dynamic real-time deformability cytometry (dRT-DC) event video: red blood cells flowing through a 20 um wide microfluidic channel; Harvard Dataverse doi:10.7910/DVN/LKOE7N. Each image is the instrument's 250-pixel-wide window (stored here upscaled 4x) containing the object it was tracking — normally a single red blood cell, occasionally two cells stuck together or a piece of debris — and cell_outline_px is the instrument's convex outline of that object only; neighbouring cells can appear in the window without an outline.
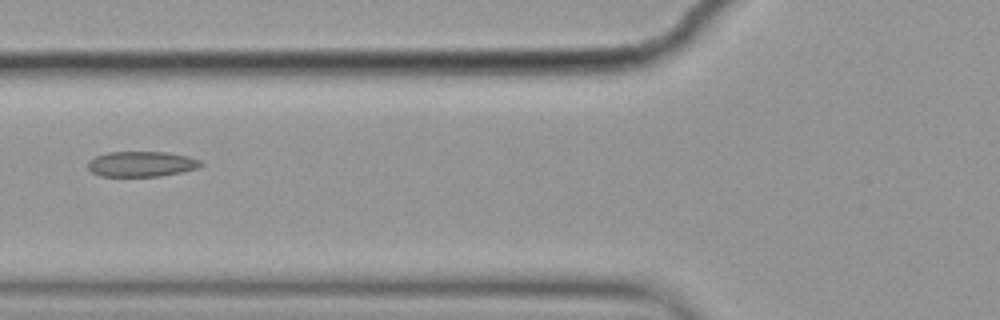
{"species": "common noctule bat (a hibernating species)", "species_latin": "Nyctalus noctula", "temperature_condition": "cold", "stored_images_in_passage": 9, "camera_frame_rate_fps": 3000, "um_per_image_px": 0.085, "animal": {"sex": "female", "body_mass_g": 19.9}, "frame": {"image": 1, "passage_image": 6, "time_ms": 1.667, "image_size_px": [1000, 320], "cell_outline_px": [[204, 164], [200, 168], [184, 172], [160, 176], [100, 176], [92, 172], [88, 168], [88, 160], [96, 156], [108, 152], [168, 152], [188, 156], [200, 160]], "centroid_in_image_um": [12.07, 13.94], "position_along_channel_um": 113.7, "area_um2": 16.88}}
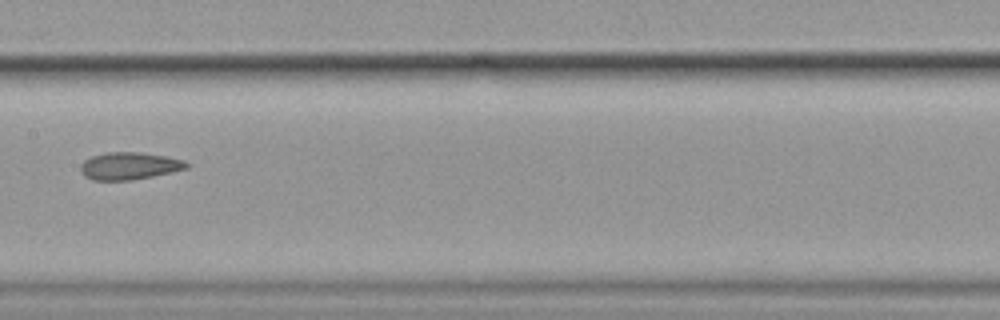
{"frame": {"image": 2, "passage_image": 8, "time_ms": 2.333, "image_size_px": [1000, 320], "cell_outline_px": [[188, 168], [172, 172], [132, 180], [92, 180], [84, 176], [80, 172], [80, 164], [84, 160], [92, 156], [104, 152], [140, 152], [164, 156], [184, 160], [188, 164]], "centroid_in_image_um": [10.95, 14.1], "position_along_channel_um": 196.5, "area_um2": 16.94}}
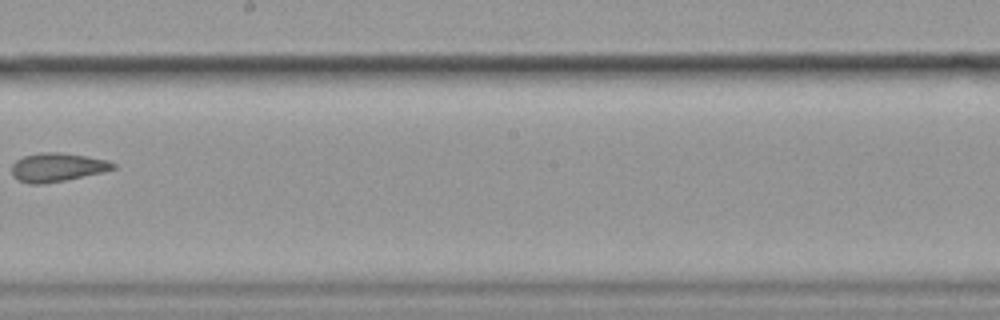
{"frame": {"image": 3, "passage_image": 9, "time_ms": 2.667, "image_size_px": [1000, 320], "cell_outline_px": [[116, 168], [100, 172], [64, 180], [44, 184], [28, 184], [12, 176], [12, 164], [16, 160], [24, 156], [40, 152], [60, 152], [108, 160], [116, 164]], "centroid_in_image_um": [4.83, 14.21], "position_along_channel_um": 243.4, "area_um2": 16.76}}